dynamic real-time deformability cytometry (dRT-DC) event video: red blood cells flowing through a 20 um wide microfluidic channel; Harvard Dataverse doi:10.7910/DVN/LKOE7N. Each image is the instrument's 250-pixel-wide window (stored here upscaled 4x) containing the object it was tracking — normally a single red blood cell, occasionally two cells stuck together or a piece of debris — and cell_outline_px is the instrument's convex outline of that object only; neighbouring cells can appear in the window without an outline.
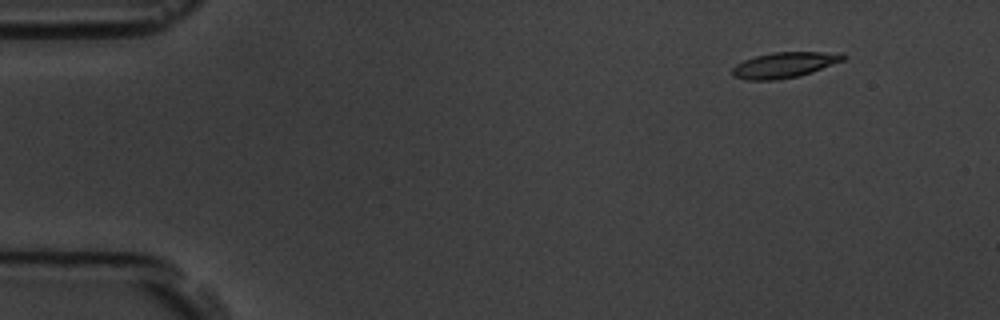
{"species": "common noctule bat (a hibernating species)", "species_latin": "Nyctalus noctula", "temperature_condition": "room temperature", "stored_images_in_passage": 5, "camera_frame_rate_fps": 3000, "um_per_image_px": 0.085, "animal": {"sex": "male", "body_mass_g": 19.5, "forearm_length_mm": 54.6}, "frame": {"image": 1, "passage_image": 1, "time_ms": 0.0, "image_size_px": [1000, 320], "cell_outline_px": [[848, 56], [844, 60], [812, 72], [800, 76], [776, 80], [744, 80], [732, 76], [732, 68], [736, 64], [744, 60], [756, 56], [772, 52], [844, 52]], "centroid_in_image_um": [66.69, 5.52], "position_along_channel_um": 18.3, "area_um2": 16.76}}
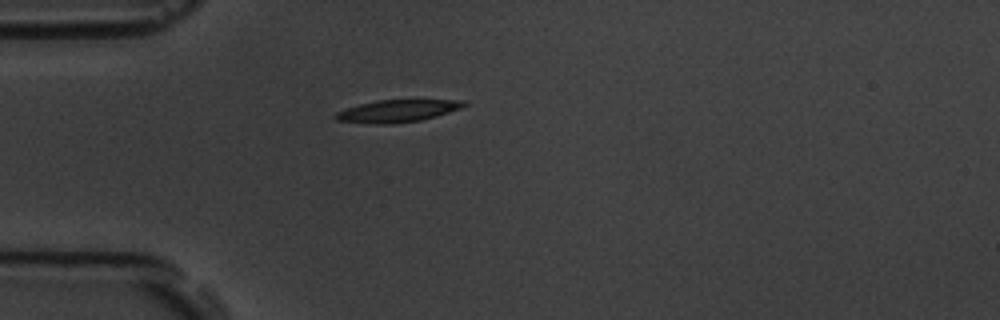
{"frame": {"image": 2, "passage_image": 4, "time_ms": 3.333, "image_size_px": [1000, 320], "cell_outline_px": [[468, 104], [460, 108], [436, 116], [420, 120], [392, 124], [376, 124], [336, 120], [332, 116], [336, 112], [360, 104], [376, 100], [464, 100]], "centroid_in_image_um": [33.76, 9.43], "position_along_channel_um": 51.2, "area_um2": 16.53}}